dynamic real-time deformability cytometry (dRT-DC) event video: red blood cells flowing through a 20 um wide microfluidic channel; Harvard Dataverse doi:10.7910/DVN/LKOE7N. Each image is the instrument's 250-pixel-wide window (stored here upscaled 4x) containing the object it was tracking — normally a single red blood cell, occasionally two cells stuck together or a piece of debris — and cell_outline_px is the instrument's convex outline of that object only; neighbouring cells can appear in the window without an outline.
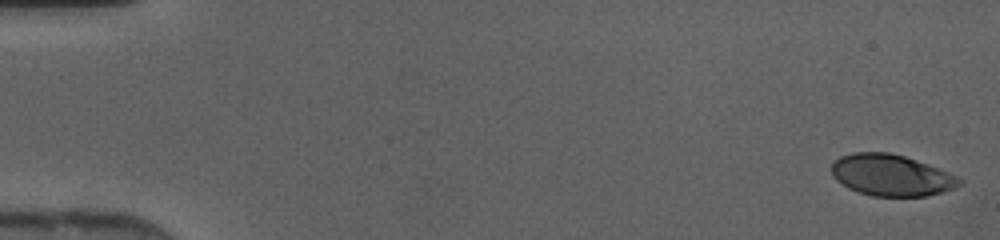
{"species": "human", "species_latin": "Homo sapiens", "temperature_condition": "cold", "stored_images_in_passage": 46, "camera_frame_rate_fps": 3000, "um_per_image_px": 0.085, "donor": {"sex": "female"}, "frame": {"image": 1, "passage_image": 1, "time_ms": 0.0, "image_size_px": [1000, 240], "cell_outline_px": [[964, 180], [960, 184], [952, 188], [940, 192], [924, 196], [872, 196], [848, 188], [836, 180], [832, 176], [832, 164], [840, 156], [852, 152], [888, 152], [904, 156], [948, 172]], "centroid_in_image_um": [75.71, 14.89], "position_along_channel_um": 9.3, "area_um2": 30.52}}
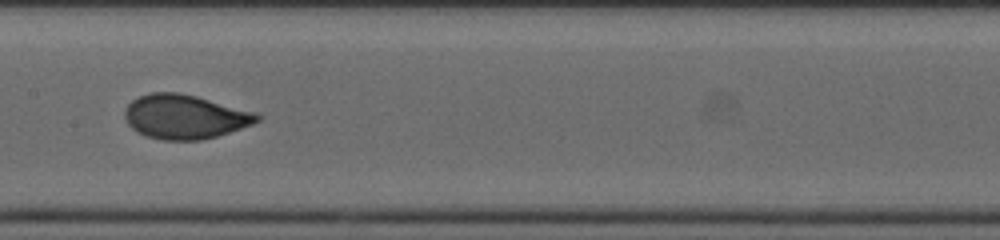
{"frame": {"image": 2, "passage_image": 24, "time_ms": 7.667, "image_size_px": [1000, 240], "cell_outline_px": [[264, 116], [260, 120], [252, 124], [216, 136], [200, 140], [164, 140], [148, 136], [136, 132], [128, 124], [124, 116], [124, 112], [128, 104], [132, 100], [140, 96], [152, 92], [180, 92], [260, 112]], "centroid_in_image_um": [15.75, 9.91], "position_along_channel_um": 191.6, "area_um2": 34.33}}
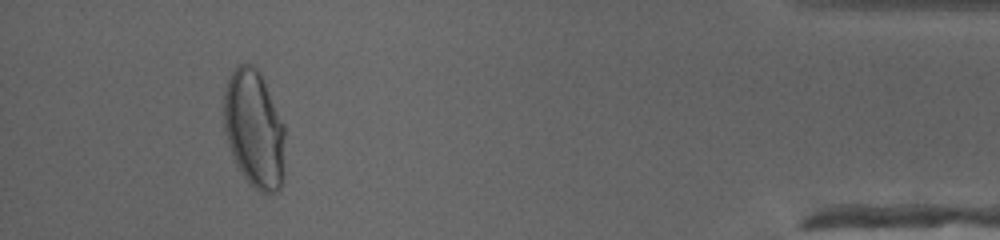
{"frame": {"image": 3, "passage_image": 43, "time_ms": 14.0, "image_size_px": [1000, 240], "cell_outline_px": [[284, 180], [280, 188], [276, 192], [260, 192], [244, 176], [236, 164], [232, 156], [228, 144], [224, 128], [224, 92], [228, 80], [232, 72], [240, 64], [252, 64], [260, 72], [284, 124]], "centroid_in_image_um": [21.62, 10.97], "position_along_channel_um": 413.6, "area_um2": 41.91}}